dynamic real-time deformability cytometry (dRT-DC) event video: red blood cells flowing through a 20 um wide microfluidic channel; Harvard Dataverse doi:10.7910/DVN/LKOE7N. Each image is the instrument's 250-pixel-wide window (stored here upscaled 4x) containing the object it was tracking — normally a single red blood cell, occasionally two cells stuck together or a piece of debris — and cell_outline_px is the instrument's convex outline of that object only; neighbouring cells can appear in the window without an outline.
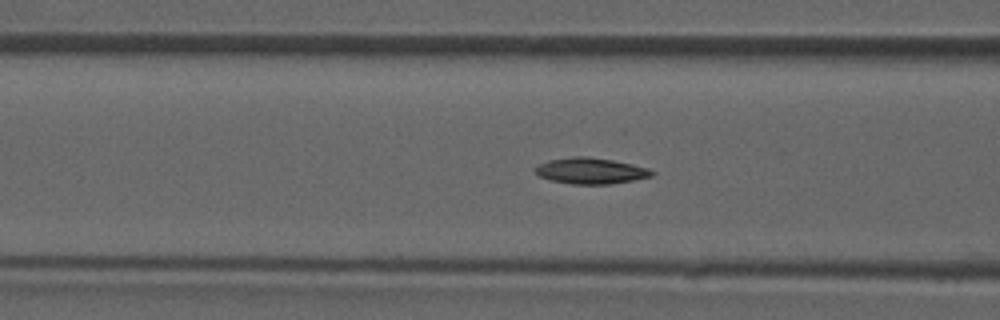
{"species": "common noctule bat (a hibernating species)", "species_latin": "Nyctalus noctula", "temperature_condition": "room temperature", "stored_images_in_passage": 37, "camera_frame_rate_fps": 3000, "um_per_image_px": 0.085, "animal": {"sex": "male", "forearm_length_mm": 52.5}, "frame": {"image": 1, "passage_image": 6, "time_ms": 1.667, "image_size_px": [1000, 320], "cell_outline_px": [[656, 172], [652, 176], [612, 184], [572, 184], [552, 180], [540, 176], [536, 172], [536, 168], [540, 164], [548, 160], [572, 156], [588, 156], [612, 160], [632, 164], [648, 168]], "centroid_in_image_um": [50.24, 14.51], "position_along_channel_um": 116.4, "area_um2": 17.57}}